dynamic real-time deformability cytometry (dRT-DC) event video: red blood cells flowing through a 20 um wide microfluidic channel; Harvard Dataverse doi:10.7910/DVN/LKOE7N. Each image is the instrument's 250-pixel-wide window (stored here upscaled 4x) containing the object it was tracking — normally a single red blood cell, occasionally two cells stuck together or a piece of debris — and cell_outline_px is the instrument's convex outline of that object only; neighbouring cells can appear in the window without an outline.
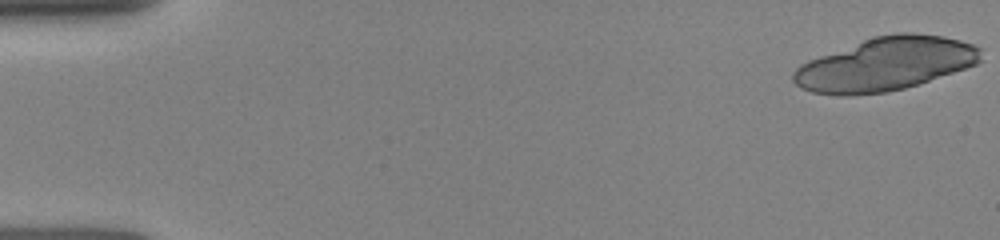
{"species": "human", "species_latin": "Homo sapiens", "temperature_condition": "room temperature", "stored_images_in_passage": 32, "camera_frame_rate_fps": 3000, "um_per_image_px": 0.085, "donor": {"sex": "female"}, "frame": {"image": 1, "passage_image": 1, "time_ms": 0.0, "image_size_px": [1000, 240], "cell_outline_px": [[980, 60], [976, 64], [904, 88], [888, 92], [848, 96], [836, 96], [812, 92], [800, 88], [792, 80], [792, 72], [800, 64], [808, 60], [872, 36], [896, 32], [916, 32], [944, 36], [960, 40], [972, 44], [980, 48]], "centroid_in_image_um": [75.2, 5.44], "position_along_channel_um": 9.8, "area_um2": 58.38}}